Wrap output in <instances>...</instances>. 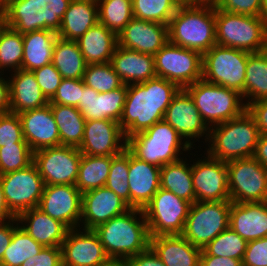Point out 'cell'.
Returning a JSON list of instances; mask_svg holds the SVG:
<instances>
[{
	"instance_id": "d6a6232c",
	"label": "cell",
	"mask_w": 267,
	"mask_h": 266,
	"mask_svg": "<svg viewBox=\"0 0 267 266\" xmlns=\"http://www.w3.org/2000/svg\"><path fill=\"white\" fill-rule=\"evenodd\" d=\"M24 54L21 69L34 71L50 64L58 34L51 30H38L22 34Z\"/></svg>"
},
{
	"instance_id": "bcb514c9",
	"label": "cell",
	"mask_w": 267,
	"mask_h": 266,
	"mask_svg": "<svg viewBox=\"0 0 267 266\" xmlns=\"http://www.w3.org/2000/svg\"><path fill=\"white\" fill-rule=\"evenodd\" d=\"M33 154L29 145L0 147V175L28 167L33 163Z\"/></svg>"
},
{
	"instance_id": "91938a15",
	"label": "cell",
	"mask_w": 267,
	"mask_h": 266,
	"mask_svg": "<svg viewBox=\"0 0 267 266\" xmlns=\"http://www.w3.org/2000/svg\"><path fill=\"white\" fill-rule=\"evenodd\" d=\"M253 157L267 169V134H260Z\"/></svg>"
},
{
	"instance_id": "7bdbcfd3",
	"label": "cell",
	"mask_w": 267,
	"mask_h": 266,
	"mask_svg": "<svg viewBox=\"0 0 267 266\" xmlns=\"http://www.w3.org/2000/svg\"><path fill=\"white\" fill-rule=\"evenodd\" d=\"M247 243L238 233L228 227L210 241L203 250L208 255L243 260Z\"/></svg>"
},
{
	"instance_id": "4dcf8cb0",
	"label": "cell",
	"mask_w": 267,
	"mask_h": 266,
	"mask_svg": "<svg viewBox=\"0 0 267 266\" xmlns=\"http://www.w3.org/2000/svg\"><path fill=\"white\" fill-rule=\"evenodd\" d=\"M99 22L96 0H71L61 19L58 37L77 41Z\"/></svg>"
},
{
	"instance_id": "9a60e30c",
	"label": "cell",
	"mask_w": 267,
	"mask_h": 266,
	"mask_svg": "<svg viewBox=\"0 0 267 266\" xmlns=\"http://www.w3.org/2000/svg\"><path fill=\"white\" fill-rule=\"evenodd\" d=\"M0 180L8 208L15 217L39 206L45 184L34 163L0 175Z\"/></svg>"
},
{
	"instance_id": "e0dca14e",
	"label": "cell",
	"mask_w": 267,
	"mask_h": 266,
	"mask_svg": "<svg viewBox=\"0 0 267 266\" xmlns=\"http://www.w3.org/2000/svg\"><path fill=\"white\" fill-rule=\"evenodd\" d=\"M164 120L170 124L190 146L193 147L194 142L192 141L196 138L200 139L202 136L206 137L204 139L205 143L206 141L208 142L210 129L202 120L194 100L185 88H181L172 98L164 114Z\"/></svg>"
},
{
	"instance_id": "cb8c5ba5",
	"label": "cell",
	"mask_w": 267,
	"mask_h": 266,
	"mask_svg": "<svg viewBox=\"0 0 267 266\" xmlns=\"http://www.w3.org/2000/svg\"><path fill=\"white\" fill-rule=\"evenodd\" d=\"M126 94L127 85L125 84L104 93H98L84 85L77 109L86 121L108 119L119 122L123 114Z\"/></svg>"
},
{
	"instance_id": "d4e9b609",
	"label": "cell",
	"mask_w": 267,
	"mask_h": 266,
	"mask_svg": "<svg viewBox=\"0 0 267 266\" xmlns=\"http://www.w3.org/2000/svg\"><path fill=\"white\" fill-rule=\"evenodd\" d=\"M160 167L139 160L129 151L130 207L144 209L160 188Z\"/></svg>"
},
{
	"instance_id": "6f0895ef",
	"label": "cell",
	"mask_w": 267,
	"mask_h": 266,
	"mask_svg": "<svg viewBox=\"0 0 267 266\" xmlns=\"http://www.w3.org/2000/svg\"><path fill=\"white\" fill-rule=\"evenodd\" d=\"M199 266H242V260L224 256L218 257L208 255L202 249Z\"/></svg>"
},
{
	"instance_id": "f5cc1de1",
	"label": "cell",
	"mask_w": 267,
	"mask_h": 266,
	"mask_svg": "<svg viewBox=\"0 0 267 266\" xmlns=\"http://www.w3.org/2000/svg\"><path fill=\"white\" fill-rule=\"evenodd\" d=\"M20 266H62V249L43 247L38 254L28 258Z\"/></svg>"
},
{
	"instance_id": "f546056e",
	"label": "cell",
	"mask_w": 267,
	"mask_h": 266,
	"mask_svg": "<svg viewBox=\"0 0 267 266\" xmlns=\"http://www.w3.org/2000/svg\"><path fill=\"white\" fill-rule=\"evenodd\" d=\"M13 75V76H12ZM9 78L11 112H21L46 106L49 101L43 95L33 71L19 69Z\"/></svg>"
},
{
	"instance_id": "d6986e66",
	"label": "cell",
	"mask_w": 267,
	"mask_h": 266,
	"mask_svg": "<svg viewBox=\"0 0 267 266\" xmlns=\"http://www.w3.org/2000/svg\"><path fill=\"white\" fill-rule=\"evenodd\" d=\"M81 228L68 231L61 245L62 266H100L109 259L97 233Z\"/></svg>"
},
{
	"instance_id": "3957f363",
	"label": "cell",
	"mask_w": 267,
	"mask_h": 266,
	"mask_svg": "<svg viewBox=\"0 0 267 266\" xmlns=\"http://www.w3.org/2000/svg\"><path fill=\"white\" fill-rule=\"evenodd\" d=\"M93 230L99 236L109 258L128 259L146 251L150 246L148 225L142 209L131 208Z\"/></svg>"
},
{
	"instance_id": "52a82bcc",
	"label": "cell",
	"mask_w": 267,
	"mask_h": 266,
	"mask_svg": "<svg viewBox=\"0 0 267 266\" xmlns=\"http://www.w3.org/2000/svg\"><path fill=\"white\" fill-rule=\"evenodd\" d=\"M185 89L191 95L202 120L209 129L234 119L247 110L242 94L236 90L203 79Z\"/></svg>"
},
{
	"instance_id": "ac0fdd59",
	"label": "cell",
	"mask_w": 267,
	"mask_h": 266,
	"mask_svg": "<svg viewBox=\"0 0 267 266\" xmlns=\"http://www.w3.org/2000/svg\"><path fill=\"white\" fill-rule=\"evenodd\" d=\"M82 193L75 185H45L38 208L69 229L80 227Z\"/></svg>"
},
{
	"instance_id": "be15d7a7",
	"label": "cell",
	"mask_w": 267,
	"mask_h": 266,
	"mask_svg": "<svg viewBox=\"0 0 267 266\" xmlns=\"http://www.w3.org/2000/svg\"><path fill=\"white\" fill-rule=\"evenodd\" d=\"M261 18L267 26V0H261Z\"/></svg>"
},
{
	"instance_id": "4316f807",
	"label": "cell",
	"mask_w": 267,
	"mask_h": 266,
	"mask_svg": "<svg viewBox=\"0 0 267 266\" xmlns=\"http://www.w3.org/2000/svg\"><path fill=\"white\" fill-rule=\"evenodd\" d=\"M16 219L18 224L43 247H61L70 230L38 207L22 212Z\"/></svg>"
},
{
	"instance_id": "7c38bea8",
	"label": "cell",
	"mask_w": 267,
	"mask_h": 266,
	"mask_svg": "<svg viewBox=\"0 0 267 266\" xmlns=\"http://www.w3.org/2000/svg\"><path fill=\"white\" fill-rule=\"evenodd\" d=\"M155 72L180 89L202 79L203 55L167 42L155 55Z\"/></svg>"
},
{
	"instance_id": "680465c9",
	"label": "cell",
	"mask_w": 267,
	"mask_h": 266,
	"mask_svg": "<svg viewBox=\"0 0 267 266\" xmlns=\"http://www.w3.org/2000/svg\"><path fill=\"white\" fill-rule=\"evenodd\" d=\"M10 112L9 80H5L0 74V115Z\"/></svg>"
},
{
	"instance_id": "2e32d148",
	"label": "cell",
	"mask_w": 267,
	"mask_h": 266,
	"mask_svg": "<svg viewBox=\"0 0 267 266\" xmlns=\"http://www.w3.org/2000/svg\"><path fill=\"white\" fill-rule=\"evenodd\" d=\"M206 156L190 164L196 201H230L227 163Z\"/></svg>"
},
{
	"instance_id": "7402d4cb",
	"label": "cell",
	"mask_w": 267,
	"mask_h": 266,
	"mask_svg": "<svg viewBox=\"0 0 267 266\" xmlns=\"http://www.w3.org/2000/svg\"><path fill=\"white\" fill-rule=\"evenodd\" d=\"M117 39L120 47L154 56L168 42V25L133 17Z\"/></svg>"
},
{
	"instance_id": "b9f144b4",
	"label": "cell",
	"mask_w": 267,
	"mask_h": 266,
	"mask_svg": "<svg viewBox=\"0 0 267 266\" xmlns=\"http://www.w3.org/2000/svg\"><path fill=\"white\" fill-rule=\"evenodd\" d=\"M23 54L22 34L4 25L0 29V73L6 68L12 72L21 69Z\"/></svg>"
},
{
	"instance_id": "83f0119b",
	"label": "cell",
	"mask_w": 267,
	"mask_h": 266,
	"mask_svg": "<svg viewBox=\"0 0 267 266\" xmlns=\"http://www.w3.org/2000/svg\"><path fill=\"white\" fill-rule=\"evenodd\" d=\"M125 85L156 77L154 56L117 46L110 61Z\"/></svg>"
},
{
	"instance_id": "603a6c76",
	"label": "cell",
	"mask_w": 267,
	"mask_h": 266,
	"mask_svg": "<svg viewBox=\"0 0 267 266\" xmlns=\"http://www.w3.org/2000/svg\"><path fill=\"white\" fill-rule=\"evenodd\" d=\"M24 140L33 152L60 145V135L51 106L31 109L18 114Z\"/></svg>"
},
{
	"instance_id": "74e56055",
	"label": "cell",
	"mask_w": 267,
	"mask_h": 266,
	"mask_svg": "<svg viewBox=\"0 0 267 266\" xmlns=\"http://www.w3.org/2000/svg\"><path fill=\"white\" fill-rule=\"evenodd\" d=\"M246 106L249 103L267 99V59L262 52L250 53L245 78Z\"/></svg>"
},
{
	"instance_id": "8d00e7d4",
	"label": "cell",
	"mask_w": 267,
	"mask_h": 266,
	"mask_svg": "<svg viewBox=\"0 0 267 266\" xmlns=\"http://www.w3.org/2000/svg\"><path fill=\"white\" fill-rule=\"evenodd\" d=\"M113 156H90L82 154L76 188L81 192L104 187L109 175Z\"/></svg>"
},
{
	"instance_id": "6125c7cd",
	"label": "cell",
	"mask_w": 267,
	"mask_h": 266,
	"mask_svg": "<svg viewBox=\"0 0 267 266\" xmlns=\"http://www.w3.org/2000/svg\"><path fill=\"white\" fill-rule=\"evenodd\" d=\"M100 266H128V263L126 259L109 258L106 262L102 263Z\"/></svg>"
},
{
	"instance_id": "03108f58",
	"label": "cell",
	"mask_w": 267,
	"mask_h": 266,
	"mask_svg": "<svg viewBox=\"0 0 267 266\" xmlns=\"http://www.w3.org/2000/svg\"><path fill=\"white\" fill-rule=\"evenodd\" d=\"M217 0H195V3H215Z\"/></svg>"
},
{
	"instance_id": "484cf974",
	"label": "cell",
	"mask_w": 267,
	"mask_h": 266,
	"mask_svg": "<svg viewBox=\"0 0 267 266\" xmlns=\"http://www.w3.org/2000/svg\"><path fill=\"white\" fill-rule=\"evenodd\" d=\"M229 227L247 242L267 237V201L231 202Z\"/></svg>"
},
{
	"instance_id": "a7ac6f4b",
	"label": "cell",
	"mask_w": 267,
	"mask_h": 266,
	"mask_svg": "<svg viewBox=\"0 0 267 266\" xmlns=\"http://www.w3.org/2000/svg\"><path fill=\"white\" fill-rule=\"evenodd\" d=\"M4 26V22H3V19H2V16L0 14V29Z\"/></svg>"
},
{
	"instance_id": "f1b7e54d",
	"label": "cell",
	"mask_w": 267,
	"mask_h": 266,
	"mask_svg": "<svg viewBox=\"0 0 267 266\" xmlns=\"http://www.w3.org/2000/svg\"><path fill=\"white\" fill-rule=\"evenodd\" d=\"M166 266H199L202 249L182 235L150 237V246Z\"/></svg>"
},
{
	"instance_id": "1f68e13d",
	"label": "cell",
	"mask_w": 267,
	"mask_h": 266,
	"mask_svg": "<svg viewBox=\"0 0 267 266\" xmlns=\"http://www.w3.org/2000/svg\"><path fill=\"white\" fill-rule=\"evenodd\" d=\"M76 42L87 65L110 62L118 46L117 34L99 22Z\"/></svg>"
},
{
	"instance_id": "f907efd6",
	"label": "cell",
	"mask_w": 267,
	"mask_h": 266,
	"mask_svg": "<svg viewBox=\"0 0 267 266\" xmlns=\"http://www.w3.org/2000/svg\"><path fill=\"white\" fill-rule=\"evenodd\" d=\"M214 5L226 12L261 17V0H217Z\"/></svg>"
},
{
	"instance_id": "e7e4bbea",
	"label": "cell",
	"mask_w": 267,
	"mask_h": 266,
	"mask_svg": "<svg viewBox=\"0 0 267 266\" xmlns=\"http://www.w3.org/2000/svg\"><path fill=\"white\" fill-rule=\"evenodd\" d=\"M261 52L265 56V58L267 59V39H266L265 44L263 45V47L261 49Z\"/></svg>"
},
{
	"instance_id": "d590c367",
	"label": "cell",
	"mask_w": 267,
	"mask_h": 266,
	"mask_svg": "<svg viewBox=\"0 0 267 266\" xmlns=\"http://www.w3.org/2000/svg\"><path fill=\"white\" fill-rule=\"evenodd\" d=\"M51 63L65 79H82L87 66L77 42L60 37L55 41Z\"/></svg>"
},
{
	"instance_id": "9f6ffc18",
	"label": "cell",
	"mask_w": 267,
	"mask_h": 266,
	"mask_svg": "<svg viewBox=\"0 0 267 266\" xmlns=\"http://www.w3.org/2000/svg\"><path fill=\"white\" fill-rule=\"evenodd\" d=\"M17 226H18V221L16 218H13L11 220H6V222L5 221L0 222V263L2 261L5 249L11 243L13 231Z\"/></svg>"
},
{
	"instance_id": "003e7915",
	"label": "cell",
	"mask_w": 267,
	"mask_h": 266,
	"mask_svg": "<svg viewBox=\"0 0 267 266\" xmlns=\"http://www.w3.org/2000/svg\"><path fill=\"white\" fill-rule=\"evenodd\" d=\"M182 3H195V0H180Z\"/></svg>"
},
{
	"instance_id": "30bf717a",
	"label": "cell",
	"mask_w": 267,
	"mask_h": 266,
	"mask_svg": "<svg viewBox=\"0 0 267 266\" xmlns=\"http://www.w3.org/2000/svg\"><path fill=\"white\" fill-rule=\"evenodd\" d=\"M231 201L194 202L191 204L182 236L203 249L229 227Z\"/></svg>"
},
{
	"instance_id": "60d3db41",
	"label": "cell",
	"mask_w": 267,
	"mask_h": 266,
	"mask_svg": "<svg viewBox=\"0 0 267 266\" xmlns=\"http://www.w3.org/2000/svg\"><path fill=\"white\" fill-rule=\"evenodd\" d=\"M181 4L180 0H132L133 17L168 25Z\"/></svg>"
},
{
	"instance_id": "6da1fadb",
	"label": "cell",
	"mask_w": 267,
	"mask_h": 266,
	"mask_svg": "<svg viewBox=\"0 0 267 266\" xmlns=\"http://www.w3.org/2000/svg\"><path fill=\"white\" fill-rule=\"evenodd\" d=\"M180 88L162 77L127 85V94L122 117L119 121L126 140L147 130L164 114Z\"/></svg>"
},
{
	"instance_id": "277c9868",
	"label": "cell",
	"mask_w": 267,
	"mask_h": 266,
	"mask_svg": "<svg viewBox=\"0 0 267 266\" xmlns=\"http://www.w3.org/2000/svg\"><path fill=\"white\" fill-rule=\"evenodd\" d=\"M71 0H3L0 14L4 25L25 34L38 30L58 33Z\"/></svg>"
},
{
	"instance_id": "5bb4252c",
	"label": "cell",
	"mask_w": 267,
	"mask_h": 266,
	"mask_svg": "<svg viewBox=\"0 0 267 266\" xmlns=\"http://www.w3.org/2000/svg\"><path fill=\"white\" fill-rule=\"evenodd\" d=\"M81 157L77 147L59 145L34 152L33 163L45 185H75Z\"/></svg>"
},
{
	"instance_id": "ffe728a7",
	"label": "cell",
	"mask_w": 267,
	"mask_h": 266,
	"mask_svg": "<svg viewBox=\"0 0 267 266\" xmlns=\"http://www.w3.org/2000/svg\"><path fill=\"white\" fill-rule=\"evenodd\" d=\"M126 146L127 140L119 122L101 119L85 122L84 136L78 149L84 155L115 156Z\"/></svg>"
},
{
	"instance_id": "5b68a950",
	"label": "cell",
	"mask_w": 267,
	"mask_h": 266,
	"mask_svg": "<svg viewBox=\"0 0 267 266\" xmlns=\"http://www.w3.org/2000/svg\"><path fill=\"white\" fill-rule=\"evenodd\" d=\"M260 136L254 118L246 110L242 115L213 126L209 131L206 154L228 162L253 157Z\"/></svg>"
},
{
	"instance_id": "9c48e42d",
	"label": "cell",
	"mask_w": 267,
	"mask_h": 266,
	"mask_svg": "<svg viewBox=\"0 0 267 266\" xmlns=\"http://www.w3.org/2000/svg\"><path fill=\"white\" fill-rule=\"evenodd\" d=\"M249 52L214 45L203 54L202 79L236 90L245 100L246 65Z\"/></svg>"
},
{
	"instance_id": "7dc6e473",
	"label": "cell",
	"mask_w": 267,
	"mask_h": 266,
	"mask_svg": "<svg viewBox=\"0 0 267 266\" xmlns=\"http://www.w3.org/2000/svg\"><path fill=\"white\" fill-rule=\"evenodd\" d=\"M6 145H28L19 115L12 112L0 115V147Z\"/></svg>"
},
{
	"instance_id": "94428289",
	"label": "cell",
	"mask_w": 267,
	"mask_h": 266,
	"mask_svg": "<svg viewBox=\"0 0 267 266\" xmlns=\"http://www.w3.org/2000/svg\"><path fill=\"white\" fill-rule=\"evenodd\" d=\"M16 218L9 210L0 180V222Z\"/></svg>"
},
{
	"instance_id": "44dd1931",
	"label": "cell",
	"mask_w": 267,
	"mask_h": 266,
	"mask_svg": "<svg viewBox=\"0 0 267 266\" xmlns=\"http://www.w3.org/2000/svg\"><path fill=\"white\" fill-rule=\"evenodd\" d=\"M131 207L107 187H100L82 193L81 226L95 229L111 218L122 215Z\"/></svg>"
},
{
	"instance_id": "8992f818",
	"label": "cell",
	"mask_w": 267,
	"mask_h": 266,
	"mask_svg": "<svg viewBox=\"0 0 267 266\" xmlns=\"http://www.w3.org/2000/svg\"><path fill=\"white\" fill-rule=\"evenodd\" d=\"M179 133L164 119L147 130L130 136L126 148L139 160L162 168L179 160V152L192 150Z\"/></svg>"
},
{
	"instance_id": "681fc988",
	"label": "cell",
	"mask_w": 267,
	"mask_h": 266,
	"mask_svg": "<svg viewBox=\"0 0 267 266\" xmlns=\"http://www.w3.org/2000/svg\"><path fill=\"white\" fill-rule=\"evenodd\" d=\"M33 73L43 95L50 101L57 92L62 75L52 63L34 70Z\"/></svg>"
},
{
	"instance_id": "ee69618b",
	"label": "cell",
	"mask_w": 267,
	"mask_h": 266,
	"mask_svg": "<svg viewBox=\"0 0 267 266\" xmlns=\"http://www.w3.org/2000/svg\"><path fill=\"white\" fill-rule=\"evenodd\" d=\"M128 175L129 150L125 148L120 154L112 157L110 171L105 183V187L111 189L130 206Z\"/></svg>"
},
{
	"instance_id": "7a4b0ae2",
	"label": "cell",
	"mask_w": 267,
	"mask_h": 266,
	"mask_svg": "<svg viewBox=\"0 0 267 266\" xmlns=\"http://www.w3.org/2000/svg\"><path fill=\"white\" fill-rule=\"evenodd\" d=\"M168 42L202 55L216 45L214 3H182L168 23Z\"/></svg>"
},
{
	"instance_id": "e575fe53",
	"label": "cell",
	"mask_w": 267,
	"mask_h": 266,
	"mask_svg": "<svg viewBox=\"0 0 267 266\" xmlns=\"http://www.w3.org/2000/svg\"><path fill=\"white\" fill-rule=\"evenodd\" d=\"M57 124L60 145L79 147L84 136L86 120L77 107L49 103Z\"/></svg>"
},
{
	"instance_id": "ba28073f",
	"label": "cell",
	"mask_w": 267,
	"mask_h": 266,
	"mask_svg": "<svg viewBox=\"0 0 267 266\" xmlns=\"http://www.w3.org/2000/svg\"><path fill=\"white\" fill-rule=\"evenodd\" d=\"M216 44L249 53L261 52L267 26L261 17L235 14L215 7Z\"/></svg>"
},
{
	"instance_id": "ab89813d",
	"label": "cell",
	"mask_w": 267,
	"mask_h": 266,
	"mask_svg": "<svg viewBox=\"0 0 267 266\" xmlns=\"http://www.w3.org/2000/svg\"><path fill=\"white\" fill-rule=\"evenodd\" d=\"M99 23L109 30L119 32L133 18L132 0H96Z\"/></svg>"
},
{
	"instance_id": "db71d44e",
	"label": "cell",
	"mask_w": 267,
	"mask_h": 266,
	"mask_svg": "<svg viewBox=\"0 0 267 266\" xmlns=\"http://www.w3.org/2000/svg\"><path fill=\"white\" fill-rule=\"evenodd\" d=\"M248 113L254 118L260 134H267V99L247 105Z\"/></svg>"
},
{
	"instance_id": "836d02e7",
	"label": "cell",
	"mask_w": 267,
	"mask_h": 266,
	"mask_svg": "<svg viewBox=\"0 0 267 266\" xmlns=\"http://www.w3.org/2000/svg\"><path fill=\"white\" fill-rule=\"evenodd\" d=\"M160 188L171 191L191 204L196 202L191 166L183 158L165 164L160 169Z\"/></svg>"
},
{
	"instance_id": "4fadbf2b",
	"label": "cell",
	"mask_w": 267,
	"mask_h": 266,
	"mask_svg": "<svg viewBox=\"0 0 267 266\" xmlns=\"http://www.w3.org/2000/svg\"><path fill=\"white\" fill-rule=\"evenodd\" d=\"M230 201H267V169L254 157L234 159L226 162Z\"/></svg>"
},
{
	"instance_id": "8fae6325",
	"label": "cell",
	"mask_w": 267,
	"mask_h": 266,
	"mask_svg": "<svg viewBox=\"0 0 267 266\" xmlns=\"http://www.w3.org/2000/svg\"><path fill=\"white\" fill-rule=\"evenodd\" d=\"M191 203L159 188L143 212L150 237L182 235Z\"/></svg>"
},
{
	"instance_id": "11a10c76",
	"label": "cell",
	"mask_w": 267,
	"mask_h": 266,
	"mask_svg": "<svg viewBox=\"0 0 267 266\" xmlns=\"http://www.w3.org/2000/svg\"><path fill=\"white\" fill-rule=\"evenodd\" d=\"M126 260L128 266H166L150 247Z\"/></svg>"
},
{
	"instance_id": "816d5d0a",
	"label": "cell",
	"mask_w": 267,
	"mask_h": 266,
	"mask_svg": "<svg viewBox=\"0 0 267 266\" xmlns=\"http://www.w3.org/2000/svg\"><path fill=\"white\" fill-rule=\"evenodd\" d=\"M242 266H267V237L247 243Z\"/></svg>"
},
{
	"instance_id": "c3c4849f",
	"label": "cell",
	"mask_w": 267,
	"mask_h": 266,
	"mask_svg": "<svg viewBox=\"0 0 267 266\" xmlns=\"http://www.w3.org/2000/svg\"><path fill=\"white\" fill-rule=\"evenodd\" d=\"M84 85L82 79L63 78L56 94L49 103L77 107L80 103V96Z\"/></svg>"
},
{
	"instance_id": "f35d334b",
	"label": "cell",
	"mask_w": 267,
	"mask_h": 266,
	"mask_svg": "<svg viewBox=\"0 0 267 266\" xmlns=\"http://www.w3.org/2000/svg\"><path fill=\"white\" fill-rule=\"evenodd\" d=\"M43 248L20 225L13 231L12 240L5 249L1 263L6 266H20Z\"/></svg>"
},
{
	"instance_id": "f6af8a7d",
	"label": "cell",
	"mask_w": 267,
	"mask_h": 266,
	"mask_svg": "<svg viewBox=\"0 0 267 266\" xmlns=\"http://www.w3.org/2000/svg\"><path fill=\"white\" fill-rule=\"evenodd\" d=\"M82 80L86 86L98 93L109 92L123 85L110 62L87 65Z\"/></svg>"
}]
</instances>
